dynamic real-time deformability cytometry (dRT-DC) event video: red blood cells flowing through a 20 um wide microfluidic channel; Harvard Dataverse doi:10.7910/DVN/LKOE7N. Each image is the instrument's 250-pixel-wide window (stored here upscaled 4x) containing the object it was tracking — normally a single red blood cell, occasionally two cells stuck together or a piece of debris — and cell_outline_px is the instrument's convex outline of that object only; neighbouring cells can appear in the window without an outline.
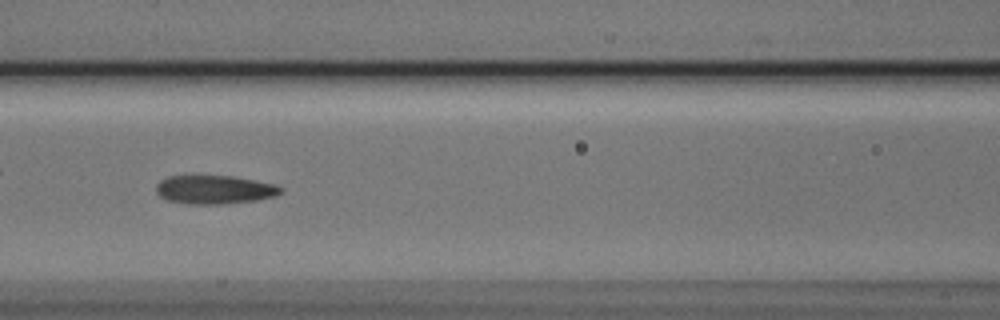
{"species": "Egyptian fruit bat (a non-hibernating species)", "species_latin": "Rousettus aegyptiacus", "temperature_condition": "cold", "stored_images_in_passage": 55, "segment_of_instrument_passage": [1, 2], "camera_frame_rate_fps": 3000, "um_per_image_px": 0.085, "animal": {"sex": "male"}, "frame": {"image": 1, "passage_image": 24, "time_ms": 7.667, "image_size_px": [1000, 320], "cell_outline_px": [[284, 192], [276, 196], [256, 200], [224, 204], [188, 204], [168, 200], [160, 196], [156, 192], [156, 184], [160, 180], [168, 176], [196, 172], [232, 176], [276, 184], [284, 188]], "centroid_in_image_um": [18.21, 16.07], "position_along_channel_um": 148.4, "area_um2": 21.85}}
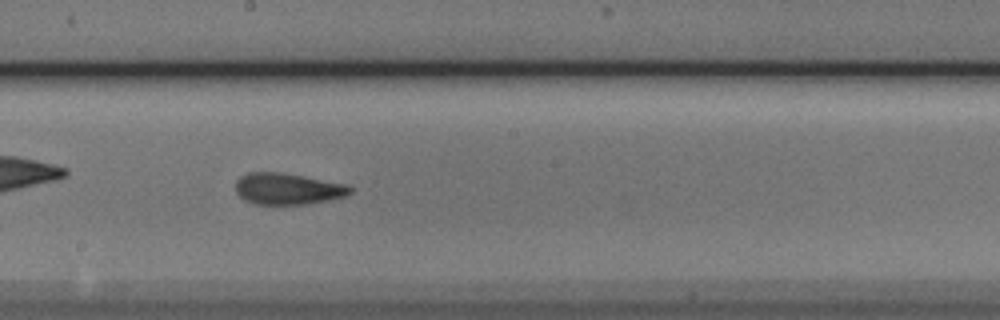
{"frame": {"image": 2, "passage_image": 30, "time_ms": 9.667, "image_size_px": [1000, 320], "cell_outline_px": [[352, 192], [344, 196], [328, 200], [308, 204], [252, 204], [244, 200], [236, 192], [236, 180], [240, 176], [248, 172], [280, 172], [352, 184]], "centroid_in_image_um": [24.48, 16.04], "position_along_channel_um": 223.7, "area_um2": 21.27}}
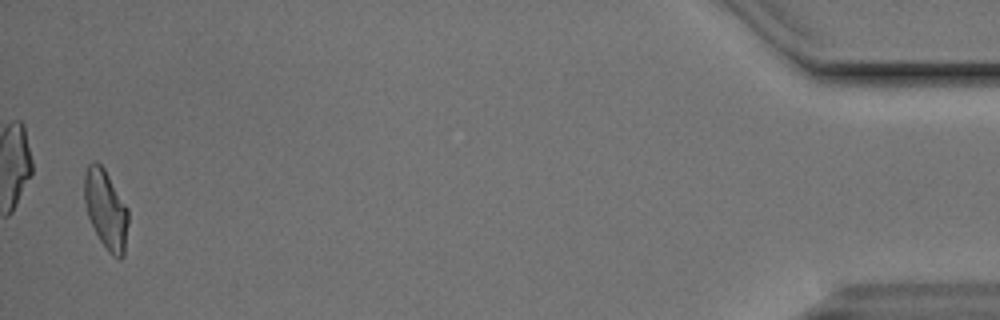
{"frame": {"image": 3, "passage_image": 53, "time_ms": 17.333, "image_size_px": [1000, 320], "cell_outline_px": [[128, 224], [124, 256], [120, 260], [112, 256], [108, 252], [100, 240], [88, 216], [84, 200], [84, 172], [88, 164], [92, 160], [96, 160], [104, 168], [128, 208]], "centroid_in_image_um": [9.0, 17.79], "position_along_channel_um": 426.2, "area_um2": 20.4}}